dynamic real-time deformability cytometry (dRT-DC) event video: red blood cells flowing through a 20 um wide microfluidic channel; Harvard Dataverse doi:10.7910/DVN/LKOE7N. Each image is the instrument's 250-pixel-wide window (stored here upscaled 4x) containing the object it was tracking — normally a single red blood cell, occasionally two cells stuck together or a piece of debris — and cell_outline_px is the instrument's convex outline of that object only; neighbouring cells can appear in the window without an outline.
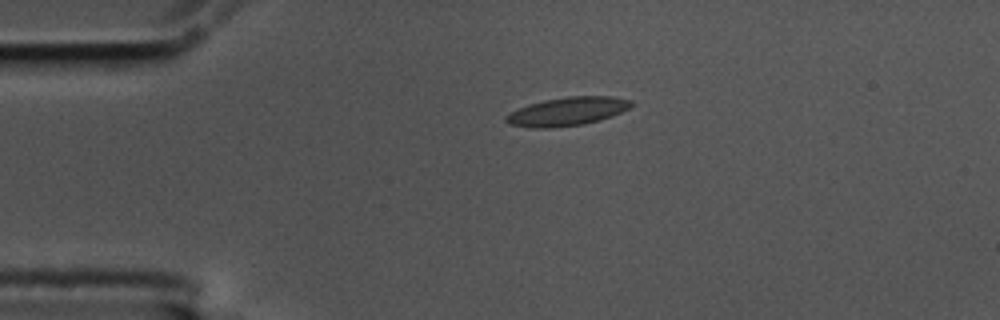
{"species": "common noctule bat (a hibernating species)", "species_latin": "Nyctalus noctula", "temperature_condition": "cold", "stored_images_in_passage": 2, "camera_frame_rate_fps": 3000, "um_per_image_px": 0.085, "animal": {"sex": "male", "body_mass_g": 17.5, "forearm_length_mm": 52.3}, "frame": {"image": 1, "passage_image": 1, "time_ms": 0.0, "image_size_px": [1000, 320], "cell_outline_px": [[632, 104], [628, 108], [612, 116], [600, 120], [584, 124], [552, 128], [532, 128], [508, 124], [504, 120], [504, 116], [528, 104], [544, 100], [568, 96], [612, 96], [632, 100]], "centroid_in_image_um": [48.2, 9.47], "position_along_channel_um": 36.8, "area_um2": 20.81}}